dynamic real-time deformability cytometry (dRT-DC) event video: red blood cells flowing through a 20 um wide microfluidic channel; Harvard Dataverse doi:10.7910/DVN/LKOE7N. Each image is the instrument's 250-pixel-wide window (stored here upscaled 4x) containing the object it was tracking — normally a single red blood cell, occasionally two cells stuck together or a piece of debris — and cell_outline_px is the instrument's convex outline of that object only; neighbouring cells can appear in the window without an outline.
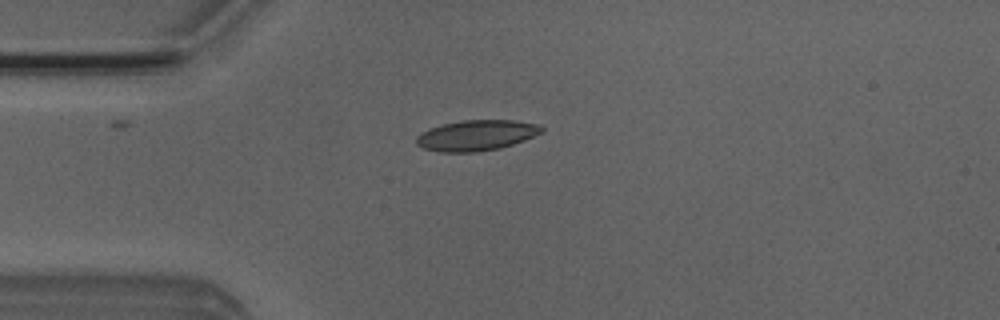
{"species": "Egyptian fruit bat (a non-hibernating species)", "species_latin": "Rousettus aegyptiacus", "temperature_condition": "room temperature", "stored_images_in_passage": 1, "camera_frame_rate_fps": 3000, "um_per_image_px": 0.085, "animal": {"sex": "male"}, "frame": {"image": 1, "passage_image": 1, "time_ms": 0.0, "image_size_px": [1000, 320], "cell_outline_px": [[544, 132], [524, 140], [500, 148], [476, 152], [440, 152], [424, 148], [416, 144], [416, 136], [420, 132], [428, 128], [460, 120], [516, 120], [536, 124], [544, 128]], "centroid_in_image_um": [40.48, 11.5], "position_along_channel_um": 44.5, "area_um2": 22.43}}